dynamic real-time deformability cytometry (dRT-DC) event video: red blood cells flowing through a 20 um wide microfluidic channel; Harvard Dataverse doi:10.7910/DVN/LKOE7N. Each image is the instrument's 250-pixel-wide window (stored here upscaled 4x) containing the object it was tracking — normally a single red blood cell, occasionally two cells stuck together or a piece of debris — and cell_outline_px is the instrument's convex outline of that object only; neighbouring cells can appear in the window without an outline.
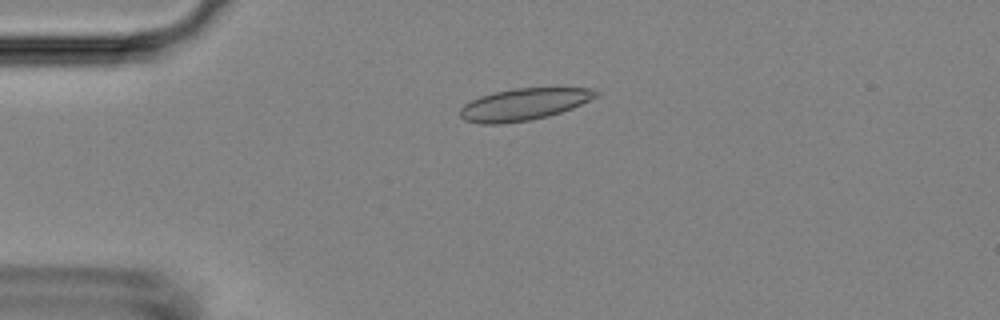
{"species": "Egyptian fruit bat (a non-hibernating species)", "species_latin": "Rousettus aegyptiacus", "temperature_condition": "room temperature", "stored_images_in_passage": 53, "camera_frame_rate_fps": 3000, "um_per_image_px": 0.085, "animal": {"sex": "female"}, "frame": {"image": 1, "passage_image": 13, "time_ms": 4.0, "image_size_px": [1000, 320], "cell_outline_px": [[600, 96], [572, 108], [548, 116], [528, 120], [500, 124], [480, 124], [464, 120], [460, 116], [460, 108], [464, 104], [480, 96], [496, 92], [516, 88], [596, 88], [600, 92]], "centroid_in_image_um": [44.56, 8.86], "position_along_channel_um": 40.4, "area_um2": 25.26}}
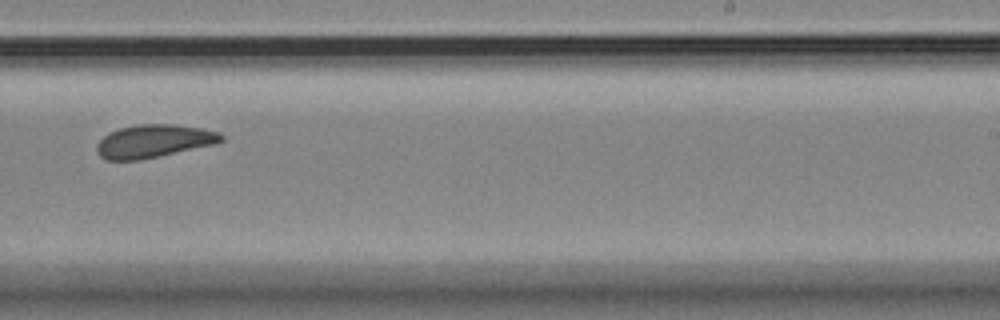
{"frame": {"image": 2, "passage_image": 34, "time_ms": 11.0, "image_size_px": [1000, 320], "cell_outline_px": [[224, 140], [216, 144], [160, 156], [140, 160], [104, 160], [96, 152], [96, 144], [108, 132], [120, 128], [136, 124], [172, 124], [200, 128], [220, 132], [224, 136]], "centroid_in_image_um": [13.06, 12.0], "position_along_channel_um": 275.9, "area_um2": 24.16}}
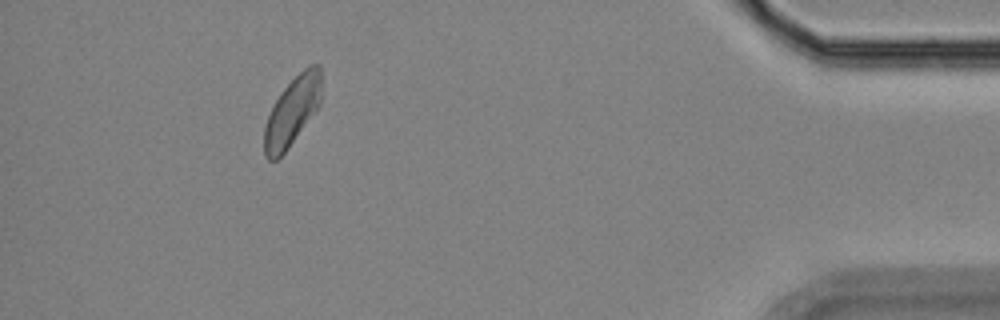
{"frame": {"image": 3, "passage_image": 49, "time_ms": 16.0, "image_size_px": [1000, 320], "cell_outline_px": [[320, 104], [288, 148], [276, 160], [268, 160], [264, 156], [264, 128], [268, 116], [280, 92], [308, 64], [320, 64]], "centroid_in_image_um": [24.82, 9.47], "position_along_channel_um": 410.4, "area_um2": 22.43}, "authors_computed_cell_mechanics": {"area_um2": 24.1604, "velocity_mm_per_s": 3.7512, "shape_relaxation_time_tau1_ms": 4.0588, "shape_relaxation_time_tau2_ms": 1.9012, "deformation_change_tau1": 0.0913, "deformation_change_tau2": 0.0776}}